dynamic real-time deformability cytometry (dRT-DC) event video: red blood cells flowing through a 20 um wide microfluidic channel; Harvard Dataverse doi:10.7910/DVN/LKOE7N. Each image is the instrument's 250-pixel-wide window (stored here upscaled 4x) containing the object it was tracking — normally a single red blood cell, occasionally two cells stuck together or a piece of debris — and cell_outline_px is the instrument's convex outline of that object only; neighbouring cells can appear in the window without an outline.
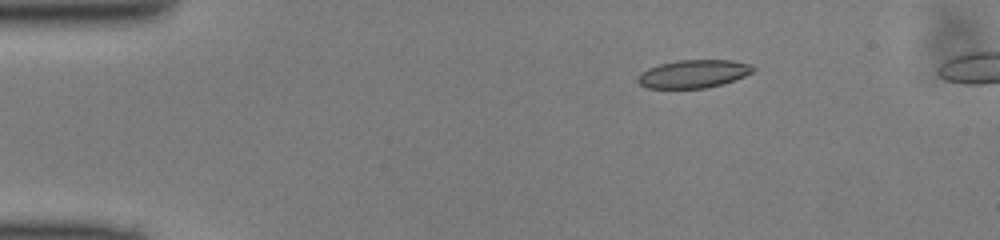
{"species": "common noctule bat (a hibernating species)", "species_latin": "Nyctalus noctula", "temperature_condition": "cold", "stored_images_in_passage": 41, "camera_frame_rate_fps": 3000, "um_per_image_px": 0.085, "animal": {"sex": "male", "body_mass_g": 13.0, "forearm_length_mm": 53.1}, "frame": {"image": 1, "passage_image": 1, "time_ms": 0.0, "image_size_px": [1000, 240], "cell_outline_px": [[756, 68], [752, 72], [744, 76], [720, 84], [704, 88], [648, 88], [640, 84], [636, 80], [636, 76], [640, 72], [648, 68], [660, 64], [680, 60], [732, 60], [752, 64]], "centroid_in_image_um": [58.92, 6.27], "position_along_channel_um": 26.1, "area_um2": 18.79}}
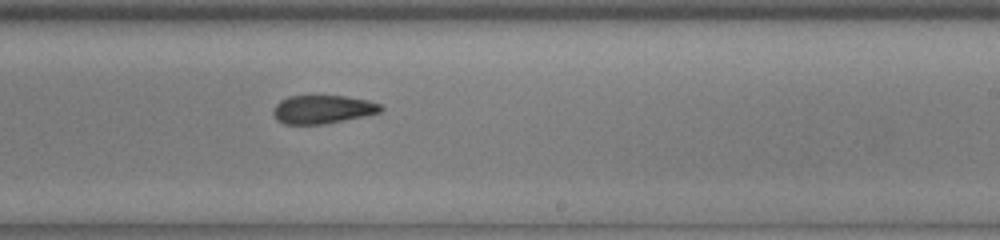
{"frame": {"image": 2, "passage_image": 23, "time_ms": 7.333, "image_size_px": [1000, 240], "cell_outline_px": [[384, 108], [380, 112], [364, 116], [324, 124], [284, 124], [276, 120], [272, 112], [272, 108], [280, 100], [288, 96], [344, 96], [368, 100], [380, 104]], "centroid_in_image_um": [27.39, 9.3], "position_along_channel_um": 261.6, "area_um2": 17.86}}
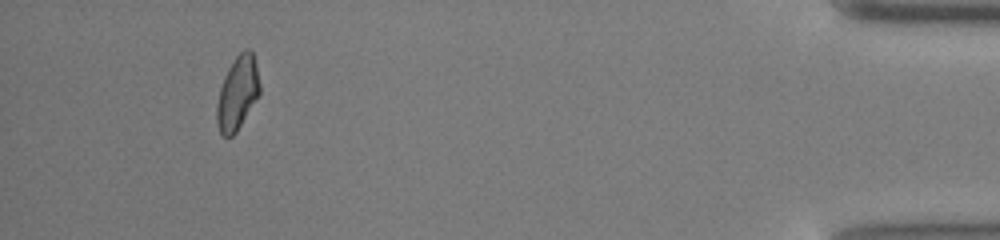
{"frame": {"image": 3, "passage_image": 39, "time_ms": 12.667, "image_size_px": [1000, 240], "cell_outline_px": [[260, 92], [236, 132], [232, 136], [224, 136], [220, 132], [216, 124], [216, 108], [220, 88], [224, 76], [228, 68], [236, 56], [244, 48], [248, 48], [252, 52], [256, 64], [260, 84]], "centroid_in_image_um": [20.17, 7.89], "position_along_channel_um": 415.0, "area_um2": 18.21}}